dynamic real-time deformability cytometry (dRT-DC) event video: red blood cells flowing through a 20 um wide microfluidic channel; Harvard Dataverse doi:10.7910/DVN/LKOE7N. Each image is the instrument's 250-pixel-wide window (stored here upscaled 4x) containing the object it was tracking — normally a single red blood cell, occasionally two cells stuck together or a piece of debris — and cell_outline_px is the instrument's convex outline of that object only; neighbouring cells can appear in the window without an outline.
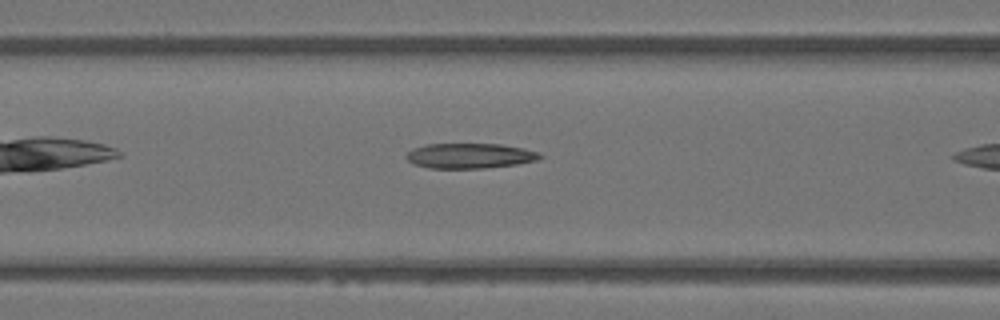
{"species": "Egyptian fruit bat (a non-hibernating species)", "species_latin": "Rousettus aegyptiacus", "temperature_condition": "warm", "stored_images_in_passage": 9, "camera_frame_rate_fps": 3000, "um_per_image_px": 0.085, "animal": {"sex": "female"}, "frame": {"image": 1, "passage_image": 8, "time_ms": 2.333, "image_size_px": [1000, 320], "cell_outline_px": [[544, 156], [536, 160], [516, 164], [484, 168], [428, 168], [412, 164], [404, 156], [412, 148], [424, 144], [500, 144], [524, 148], [540, 152]], "centroid_in_image_um": [39.91, 13.24], "position_along_channel_um": 126.7, "area_um2": 19.71}}